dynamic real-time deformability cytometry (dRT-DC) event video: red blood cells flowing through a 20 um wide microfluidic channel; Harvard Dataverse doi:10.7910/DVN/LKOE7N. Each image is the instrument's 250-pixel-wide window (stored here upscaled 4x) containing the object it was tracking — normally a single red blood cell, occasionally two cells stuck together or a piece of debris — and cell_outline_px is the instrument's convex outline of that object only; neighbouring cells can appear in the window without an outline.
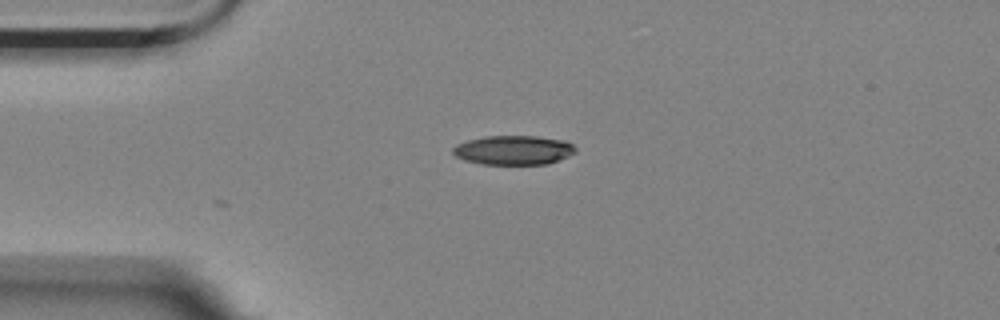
{"species": "Egyptian fruit bat (a non-hibernating species)", "species_latin": "Rousettus aegyptiacus", "temperature_condition": "room temperature", "stored_images_in_passage": 7, "camera_frame_rate_fps": 3000, "um_per_image_px": 0.085, "animal": {"sex": "female"}, "frame": {"image": 1, "passage_image": 1, "time_ms": 0.0, "image_size_px": [1000, 320], "cell_outline_px": [[576, 152], [568, 156], [548, 164], [480, 164], [464, 160], [456, 156], [452, 152], [452, 148], [456, 144], [468, 140], [484, 136], [536, 136], [564, 140], [572, 144], [576, 148]], "centroid_in_image_um": [43.64, 12.76], "position_along_channel_um": 41.4, "area_um2": 20.98}}
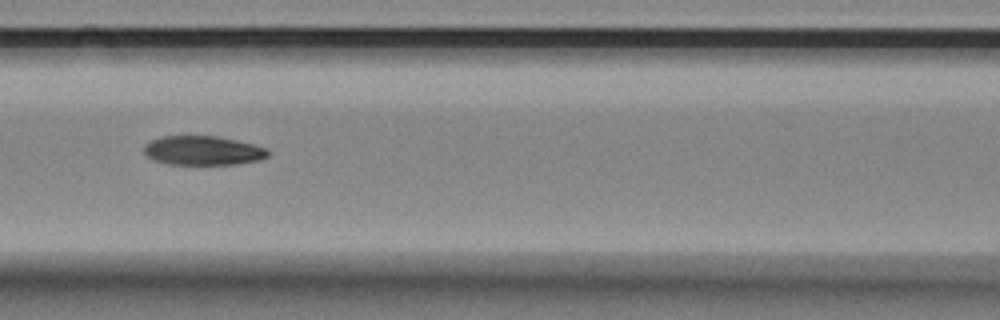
{"frame": {"image": 2, "passage_image": 4, "time_ms": 1.0, "image_size_px": [1000, 320], "cell_outline_px": [[268, 156], [260, 160], [236, 164], [168, 164], [156, 160], [148, 156], [144, 152], [144, 144], [148, 140], [160, 136], [216, 136], [236, 140], [268, 148]], "centroid_in_image_um": [17.23, 12.79], "position_along_channel_um": 149.4, "area_um2": 21.1}}
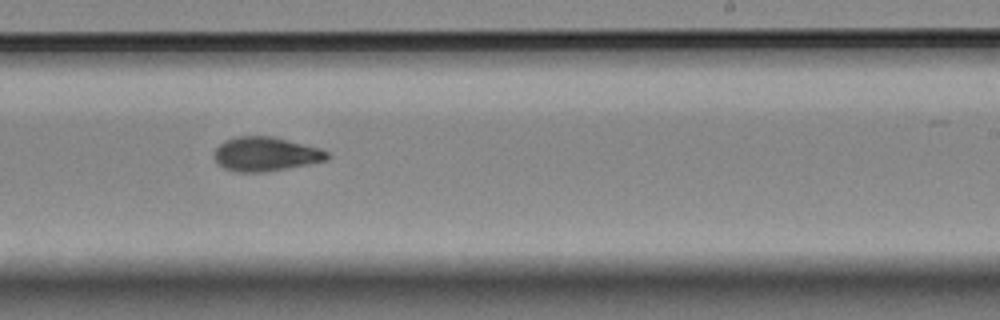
{"frame": {"image": 3, "passage_image": 7, "time_ms": 2.0, "image_size_px": [1000, 320], "cell_outline_px": [[332, 156], [328, 160], [308, 164], [264, 172], [236, 172], [224, 168], [216, 164], [212, 156], [216, 148], [224, 140], [236, 136], [272, 136], [320, 148], [328, 152]], "centroid_in_image_um": [22.55, 13.1], "position_along_channel_um": 266.4, "area_um2": 22.72}}